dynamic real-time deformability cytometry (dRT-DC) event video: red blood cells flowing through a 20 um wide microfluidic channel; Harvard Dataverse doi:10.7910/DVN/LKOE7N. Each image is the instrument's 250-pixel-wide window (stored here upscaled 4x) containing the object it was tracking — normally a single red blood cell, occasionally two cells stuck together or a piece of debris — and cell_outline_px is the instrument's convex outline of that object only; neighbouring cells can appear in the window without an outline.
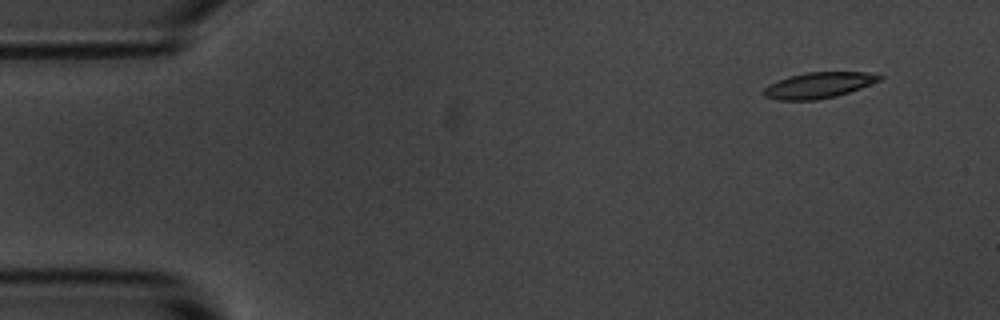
{"species": "common noctule bat (a hibernating species)", "species_latin": "Nyctalus noctula", "temperature_condition": "room temperature", "stored_images_in_passage": 6, "camera_frame_rate_fps": 3000, "um_per_image_px": 0.085, "animal": {"sex": "male", "body_mass_g": 20.1, "forearm_length_mm": 53.5}, "frame": {"image": 1, "passage_image": 2, "time_ms": 1.333, "image_size_px": [1000, 320], "cell_outline_px": [[884, 76], [880, 80], [860, 88], [836, 96], [816, 100], [776, 100], [764, 96], [764, 88], [768, 84], [788, 76], [808, 72], [868, 72]], "centroid_in_image_um": [69.56, 7.24], "position_along_channel_um": 15.4, "area_um2": 17.4}}
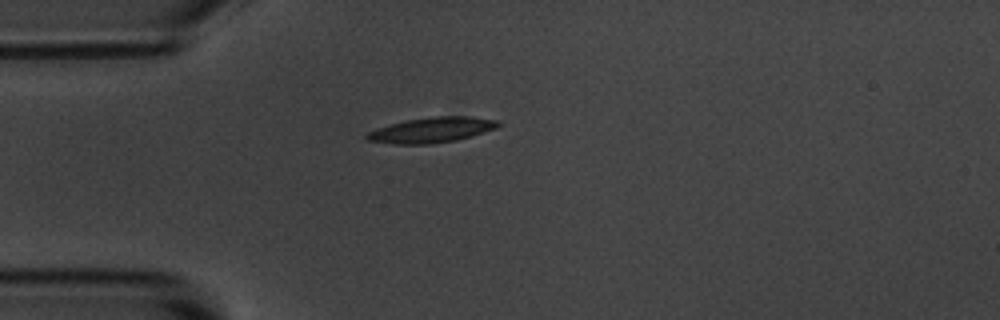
{"frame": {"image": 2, "passage_image": 5, "time_ms": 4.667, "image_size_px": [1000, 320], "cell_outline_px": [[500, 124], [496, 128], [472, 136], [456, 140], [432, 144], [396, 144], [368, 140], [364, 136], [368, 132], [376, 128], [408, 120], [432, 116], [468, 116], [496, 120]], "centroid_in_image_um": [36.69, 11.05], "position_along_channel_um": 48.3, "area_um2": 19.19}}